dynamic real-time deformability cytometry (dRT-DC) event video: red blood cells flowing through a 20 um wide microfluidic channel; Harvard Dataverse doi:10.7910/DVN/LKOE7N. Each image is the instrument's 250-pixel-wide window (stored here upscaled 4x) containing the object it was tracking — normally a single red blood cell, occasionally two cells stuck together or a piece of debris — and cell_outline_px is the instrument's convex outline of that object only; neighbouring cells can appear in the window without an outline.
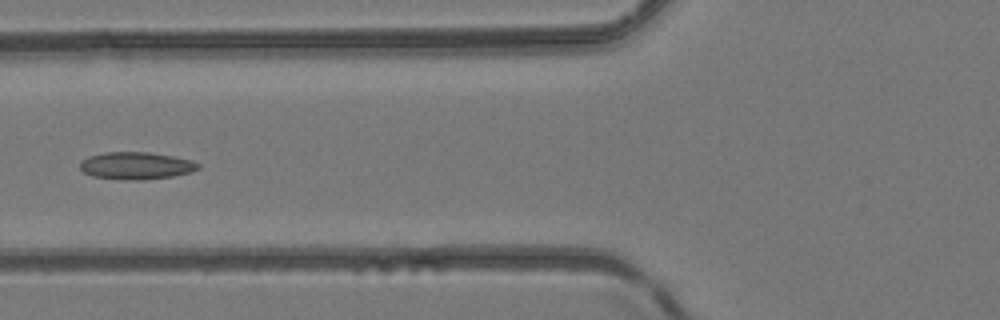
{"species": "common noctule bat (a hibernating species)", "species_latin": "Nyctalus noctula", "temperature_condition": "room temperature", "stored_images_in_passage": 5, "camera_frame_rate_fps": 3000, "um_per_image_px": 0.085, "animal": {"sex": "female", "body_mass_g": 24.6, "forearm_length_mm": 56.2}, "frame": {"image": 1, "passage_image": 5, "time_ms": 1.333, "image_size_px": [1000, 320], "cell_outline_px": [[200, 168], [192, 172], [172, 176], [144, 180], [124, 180], [92, 176], [84, 172], [80, 168], [80, 160], [88, 156], [104, 152], [148, 152], [172, 156], [192, 160], [200, 164]], "centroid_in_image_um": [11.57, 14.08], "position_along_channel_um": 114.2, "area_um2": 18.96}}